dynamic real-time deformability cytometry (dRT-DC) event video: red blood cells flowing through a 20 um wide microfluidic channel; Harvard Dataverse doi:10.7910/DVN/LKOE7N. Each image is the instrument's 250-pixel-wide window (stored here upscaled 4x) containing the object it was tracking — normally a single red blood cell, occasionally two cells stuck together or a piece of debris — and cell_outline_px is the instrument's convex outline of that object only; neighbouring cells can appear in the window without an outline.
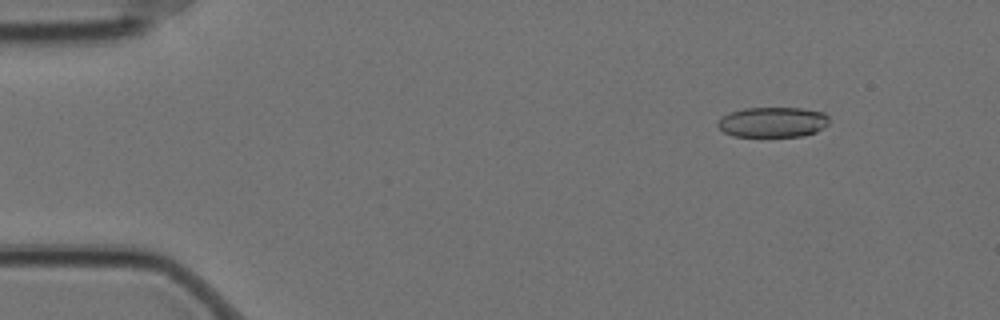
{"species": "Egyptian fruit bat (a non-hibernating species)", "species_latin": "Rousettus aegyptiacus", "temperature_condition": "cold", "stored_images_in_passage": 6, "camera_frame_rate_fps": 3000, "um_per_image_px": 0.085, "animal": {"sex": "female"}, "frame": {"image": 1, "passage_image": 2, "time_ms": 0.333, "image_size_px": [1000, 320], "cell_outline_px": [[828, 124], [816, 132], [804, 136], [732, 136], [724, 132], [716, 124], [716, 120], [720, 116], [728, 112], [744, 108], [800, 108], [824, 112], [828, 116]], "centroid_in_image_um": [65.64, 10.37], "position_along_channel_um": 19.4, "area_um2": 19.83}}
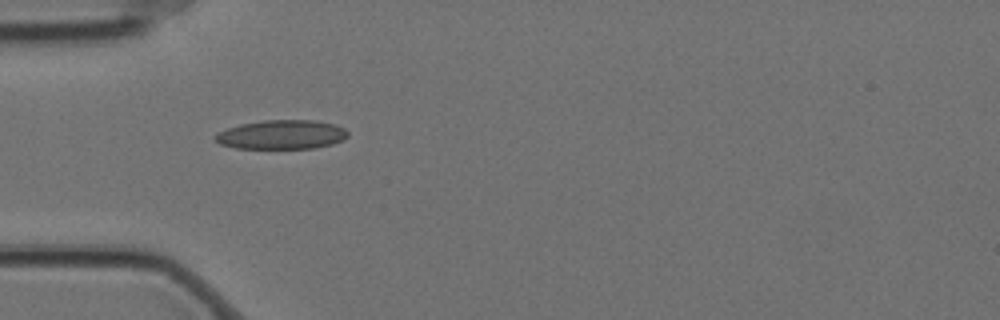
{"frame": {"image": 2, "passage_image": 5, "time_ms": 1.333, "image_size_px": [1000, 320], "cell_outline_px": [[348, 136], [344, 140], [332, 144], [312, 148], [236, 148], [220, 144], [212, 136], [216, 132], [240, 124], [264, 120], [316, 120], [336, 124], [344, 128], [348, 132]], "centroid_in_image_um": [23.94, 11.43], "position_along_channel_um": 61.1, "area_um2": 22.66}}
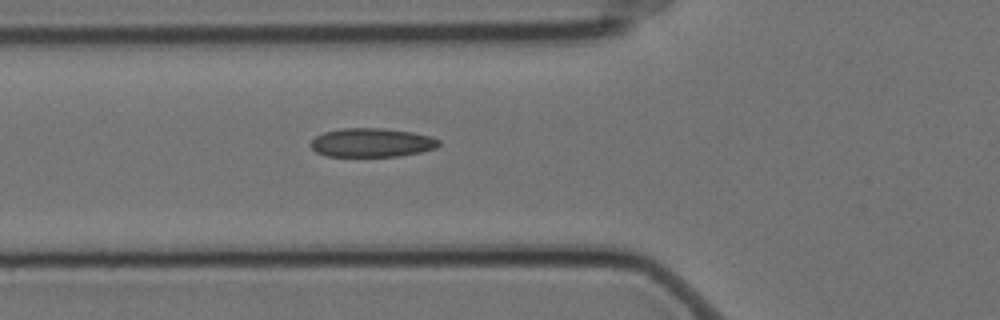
{"frame": {"image": 3, "passage_image": 6, "time_ms": 1.667, "image_size_px": [1000, 320], "cell_outline_px": [[440, 144], [436, 148], [420, 152], [400, 156], [324, 156], [316, 152], [308, 144], [316, 136], [324, 132], [344, 128], [384, 128], [412, 132], [432, 136], [440, 140]], "centroid_in_image_um": [31.6, 12.12], "position_along_channel_um": 94.2, "area_um2": 21.68}}